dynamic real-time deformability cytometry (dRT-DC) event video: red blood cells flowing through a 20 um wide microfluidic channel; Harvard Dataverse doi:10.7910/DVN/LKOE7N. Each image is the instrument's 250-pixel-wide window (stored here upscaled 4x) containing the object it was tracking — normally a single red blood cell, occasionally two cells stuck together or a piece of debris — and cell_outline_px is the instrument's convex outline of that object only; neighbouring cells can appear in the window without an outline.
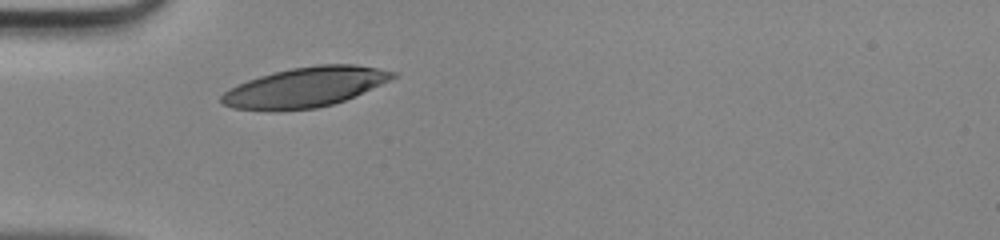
{"species": "human", "species_latin": "Homo sapiens", "temperature_condition": "room temperature", "stored_images_in_passage": 28, "camera_frame_rate_fps": 3000, "um_per_image_px": 0.085, "donor": {"sex": "male"}, "frame": {"image": 1, "passage_image": 2, "time_ms": 0.333, "image_size_px": [1000, 240], "cell_outline_px": [[396, 76], [380, 84], [344, 100], [332, 104], [316, 108], [232, 108], [224, 104], [220, 100], [220, 96], [228, 88], [248, 80], [260, 76], [292, 68], [316, 64], [356, 64], [396, 72]], "centroid_in_image_um": [25.94, 7.37], "position_along_channel_um": 59.1, "area_um2": 38.44}}
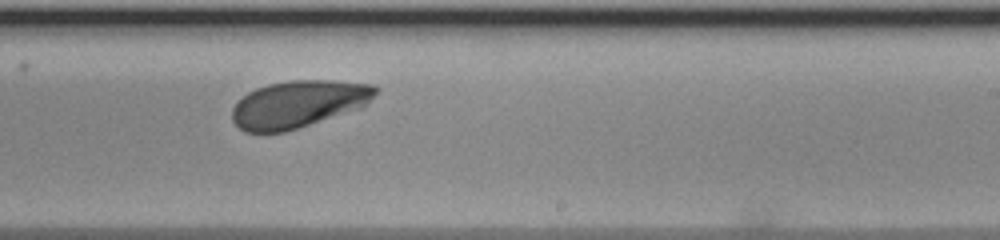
{"frame": {"image": 2, "passage_image": 17, "time_ms": 5.333, "image_size_px": [1000, 240], "cell_outline_px": [[380, 88], [368, 104], [360, 108], [284, 132], [244, 132], [232, 120], [232, 108], [248, 92], [256, 88], [268, 84], [292, 80], [332, 80], [376, 84]], "centroid_in_image_um": [25.4, 8.82], "position_along_channel_um": 263.6, "area_um2": 39.3}}
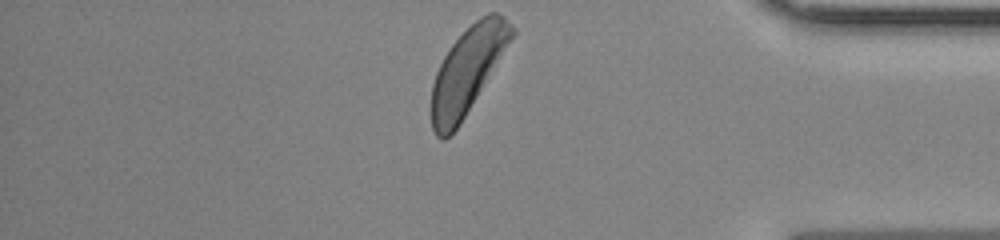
{"frame": {"image": 3, "passage_image": 28, "time_ms": 9.0, "image_size_px": [1000, 240], "cell_outline_px": [[516, 32], [460, 124], [444, 140], [440, 140], [436, 136], [432, 128], [428, 108], [432, 84], [436, 72], [444, 56], [452, 44], [480, 16], [488, 12], [500, 12], [516, 28]], "centroid_in_image_um": [39.7, 6.01], "position_along_channel_um": 395.5, "area_um2": 40.23}}